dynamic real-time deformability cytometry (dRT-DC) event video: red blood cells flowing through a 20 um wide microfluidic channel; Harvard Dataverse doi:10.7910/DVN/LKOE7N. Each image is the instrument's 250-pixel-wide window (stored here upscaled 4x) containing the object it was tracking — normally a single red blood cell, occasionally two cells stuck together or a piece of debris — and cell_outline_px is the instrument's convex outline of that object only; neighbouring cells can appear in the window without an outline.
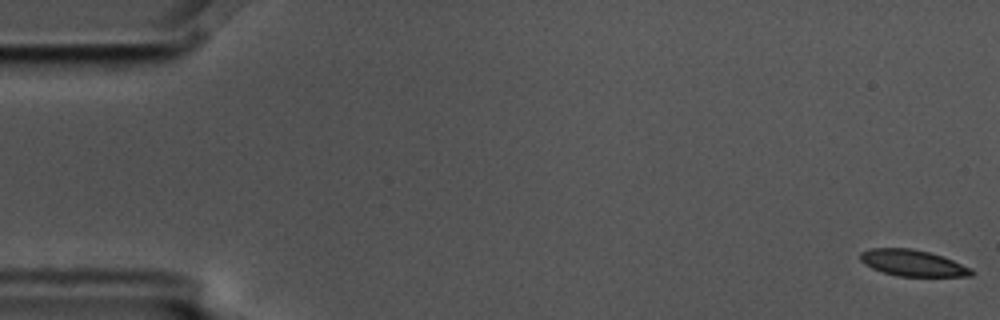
{"species": "common noctule bat (a hibernating species)", "species_latin": "Nyctalus noctula", "temperature_condition": "cold", "stored_images_in_passage": 7, "camera_frame_rate_fps": 3000, "um_per_image_px": 0.085, "animal": {"sex": "male", "body_mass_g": 17.5, "forearm_length_mm": 52.3}, "frame": {"image": 1, "passage_image": 1, "time_ms": 0.0, "image_size_px": [1000, 320], "cell_outline_px": [[976, 272], [972, 276], [900, 276], [884, 272], [872, 268], [864, 264], [860, 260], [860, 252], [872, 248], [912, 248], [928, 252], [952, 260], [972, 268]], "centroid_in_image_um": [77.59, 22.35], "position_along_channel_um": 7.4, "area_um2": 16.94}}
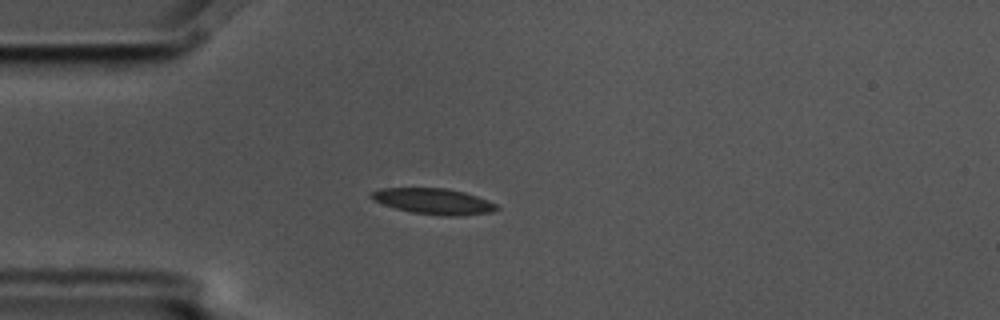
{"frame": {"image": 2, "passage_image": 5, "time_ms": 1.333, "image_size_px": [1000, 320], "cell_outline_px": [[500, 208], [492, 212], [456, 216], [444, 216], [412, 212], [396, 208], [372, 200], [368, 196], [372, 192], [380, 188], [444, 188], [464, 192], [488, 200], [496, 204]], "centroid_in_image_um": [36.85, 17.11], "position_along_channel_um": 48.2, "area_um2": 18.79}}